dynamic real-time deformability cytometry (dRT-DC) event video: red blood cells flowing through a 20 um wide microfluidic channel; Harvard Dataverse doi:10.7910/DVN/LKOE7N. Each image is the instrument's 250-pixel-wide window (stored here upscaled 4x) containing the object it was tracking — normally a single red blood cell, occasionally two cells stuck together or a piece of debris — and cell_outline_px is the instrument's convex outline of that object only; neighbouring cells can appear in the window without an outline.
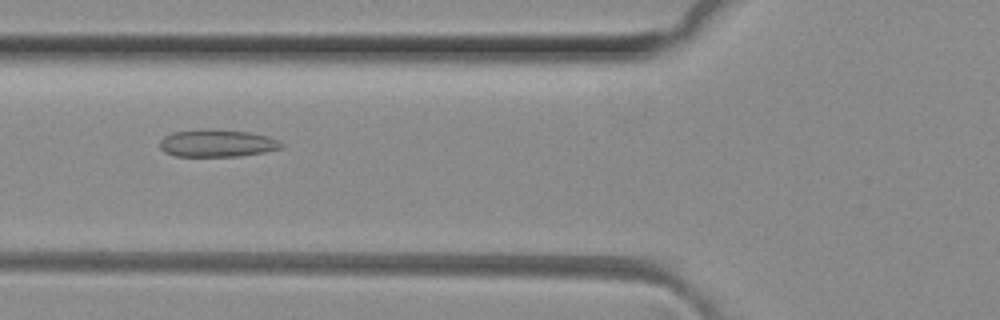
{"species": "common noctule bat (a hibernating species)", "species_latin": "Nyctalus noctula", "temperature_condition": "room temperature", "stored_images_in_passage": 33, "camera_frame_rate_fps": 3000, "um_per_image_px": 0.085, "animal": {"sex": "female", "body_mass_g": 29.2, "forearm_length_mm": 56.3}, "frame": {"image": 1, "passage_image": 18, "time_ms": 5.667, "image_size_px": [1000, 320], "cell_outline_px": [[284, 148], [264, 152], [240, 156], [176, 156], [164, 152], [160, 148], [160, 140], [164, 136], [172, 132], [248, 132], [268, 136], [280, 140], [284, 144]], "centroid_in_image_um": [18.52, 12.23], "position_along_channel_um": 107.3, "area_um2": 18.55}}
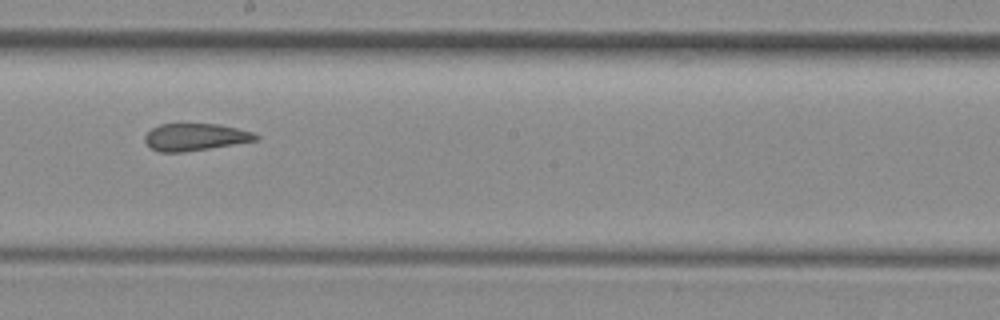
{"frame": {"image": 2, "passage_image": 27, "time_ms": 8.667, "image_size_px": [1000, 320], "cell_outline_px": [[260, 136], [256, 140], [184, 152], [160, 152], [152, 148], [144, 140], [144, 136], [152, 128], [160, 124], [220, 124], [252, 132]], "centroid_in_image_um": [16.57, 11.64], "position_along_channel_um": 231.6, "area_um2": 17.28}}
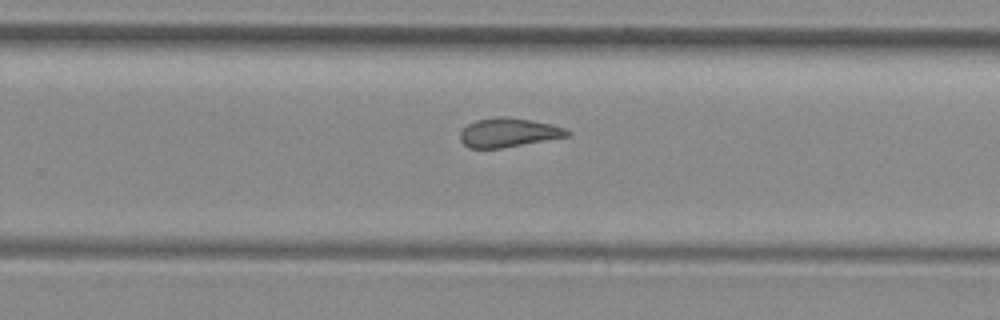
{"frame": {"image": 3, "passage_image": 31, "time_ms": 10.0, "image_size_px": [1000, 320], "cell_outline_px": [[572, 132], [568, 136], [500, 148], [468, 148], [460, 140], [460, 132], [468, 124], [476, 120], [496, 116], [508, 116], [532, 120], [564, 128]], "centroid_in_image_um": [43.18, 11.25], "position_along_channel_um": 286.6, "area_um2": 17.98}}